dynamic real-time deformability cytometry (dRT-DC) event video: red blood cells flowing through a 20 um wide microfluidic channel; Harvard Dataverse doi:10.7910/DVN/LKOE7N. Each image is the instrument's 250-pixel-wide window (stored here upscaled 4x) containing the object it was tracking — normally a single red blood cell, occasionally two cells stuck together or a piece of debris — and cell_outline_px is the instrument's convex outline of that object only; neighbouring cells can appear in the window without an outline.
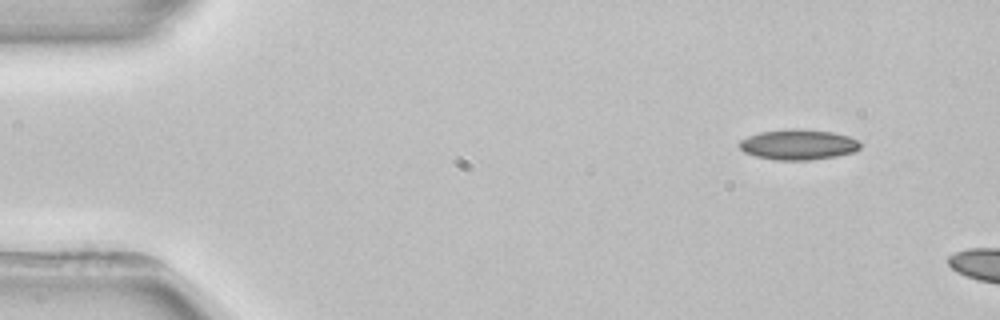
{"species": "common noctule bat (a hibernating species)", "species_latin": "Nyctalus noctula", "temperature_condition": "room temperature", "stored_images_in_passage": 8, "camera_frame_rate_fps": 3000, "um_per_image_px": 0.085, "animal": {"sex": "female", "body_mass_g": 22.7, "forearm_length_mm": 54.2}, "frame": {"image": 1, "passage_image": 1, "time_ms": 0.0, "image_size_px": [1000, 320], "cell_outline_px": [[860, 148], [856, 152], [836, 156], [808, 160], [776, 160], [756, 156], [744, 152], [740, 148], [740, 140], [748, 136], [760, 132], [792, 128], [832, 132], [848, 136], [856, 140], [860, 144]], "centroid_in_image_um": [67.85, 12.29], "position_along_channel_um": 17.1, "area_um2": 21.27}}